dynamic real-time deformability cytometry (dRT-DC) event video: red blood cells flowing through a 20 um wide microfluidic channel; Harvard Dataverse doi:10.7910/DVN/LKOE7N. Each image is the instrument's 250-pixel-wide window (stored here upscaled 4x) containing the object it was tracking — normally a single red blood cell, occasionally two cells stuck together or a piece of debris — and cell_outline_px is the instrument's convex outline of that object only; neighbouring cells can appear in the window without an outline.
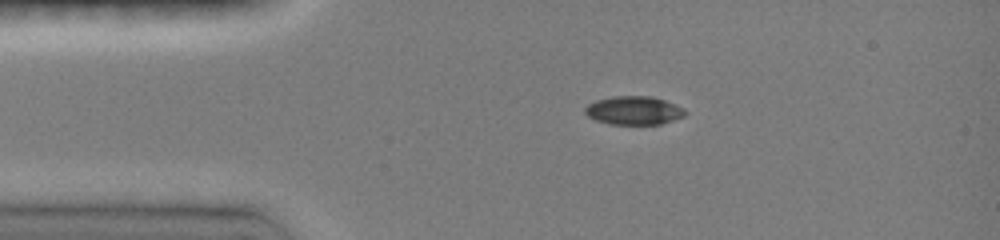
{"species": "common noctule bat (a hibernating species)", "species_latin": "Nyctalus noctula", "temperature_condition": "room temperature", "stored_images_in_passage": 22, "camera_frame_rate_fps": 3000, "um_per_image_px": 0.085, "animal": {"sex": "female", "body_mass_g": 19.0, "forearm_length_mm": 51.5}, "frame": {"image": 1, "passage_image": 1, "time_ms": 0.0, "image_size_px": [1000, 240], "cell_outline_px": [[688, 112], [684, 116], [660, 124], [608, 124], [596, 120], [588, 116], [584, 112], [584, 108], [588, 104], [596, 100], [612, 96], [652, 96], [664, 100], [684, 108]], "centroid_in_image_um": [53.86, 9.38], "position_along_channel_um": 31.1, "area_um2": 16.65}}
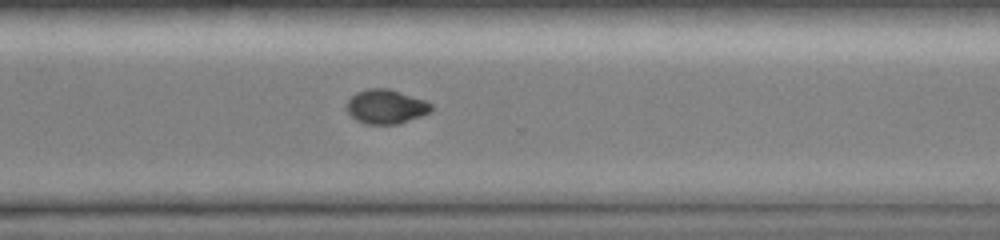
{"frame": {"image": 2, "passage_image": 15, "time_ms": 8.333, "image_size_px": [1000, 240], "cell_outline_px": [[432, 112], [396, 124], [368, 124], [356, 120], [348, 112], [348, 100], [356, 92], [368, 88], [388, 88], [424, 100], [432, 104]], "centroid_in_image_um": [32.81, 9.06], "position_along_channel_um": 337.8, "area_um2": 16.65}}
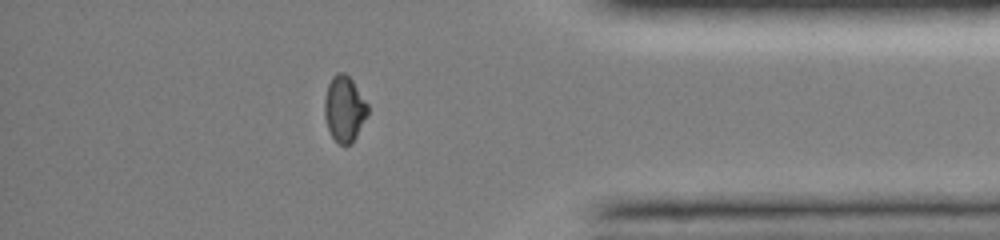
{"frame": {"image": 3, "passage_image": 18, "time_ms": 10.333, "image_size_px": [1000, 240], "cell_outline_px": [[368, 112], [352, 144], [344, 148], [332, 136], [328, 128], [324, 116], [324, 100], [328, 84], [332, 76], [336, 72], [344, 72], [352, 80], [368, 104]], "centroid_in_image_um": [29.25, 9.26], "position_along_channel_um": 405.9, "area_um2": 16.59}, "authors_computed_cell_mechanics": {"area_um2": 17.3689, "velocity_mm_per_s": 4.1056, "shape_relaxation_time_tau1_ms": 7.7656, "shape_relaxation_time_tau2_ms": 3.2094, "deformation_change_tau1": 0.1944, "deformation_change_tau2": 0.0457}}